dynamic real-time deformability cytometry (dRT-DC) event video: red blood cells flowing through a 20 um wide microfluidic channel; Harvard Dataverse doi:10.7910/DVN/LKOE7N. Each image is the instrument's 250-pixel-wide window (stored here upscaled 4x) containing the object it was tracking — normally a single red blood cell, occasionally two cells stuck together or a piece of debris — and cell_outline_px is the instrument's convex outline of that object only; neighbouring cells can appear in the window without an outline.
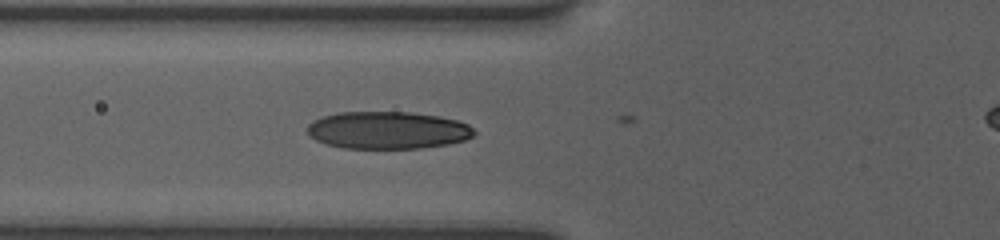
{"species": "human", "species_latin": "Homo sapiens", "temperature_condition": "room temperature", "stored_images_in_passage": 12, "camera_frame_rate_fps": 3000, "um_per_image_px": 0.085, "donor": {"sex": "female"}, "frame": {"image": 1, "passage_image": 12, "time_ms": 6.667, "image_size_px": [1000, 240], "cell_outline_px": [[476, 132], [472, 136], [464, 140], [448, 144], [424, 148], [344, 148], [328, 144], [316, 140], [308, 136], [308, 124], [324, 116], [340, 112], [408, 112], [440, 116], [456, 120], [468, 124]], "centroid_in_image_um": [32.97, 11.07], "position_along_channel_um": 92.8, "area_um2": 36.24}}